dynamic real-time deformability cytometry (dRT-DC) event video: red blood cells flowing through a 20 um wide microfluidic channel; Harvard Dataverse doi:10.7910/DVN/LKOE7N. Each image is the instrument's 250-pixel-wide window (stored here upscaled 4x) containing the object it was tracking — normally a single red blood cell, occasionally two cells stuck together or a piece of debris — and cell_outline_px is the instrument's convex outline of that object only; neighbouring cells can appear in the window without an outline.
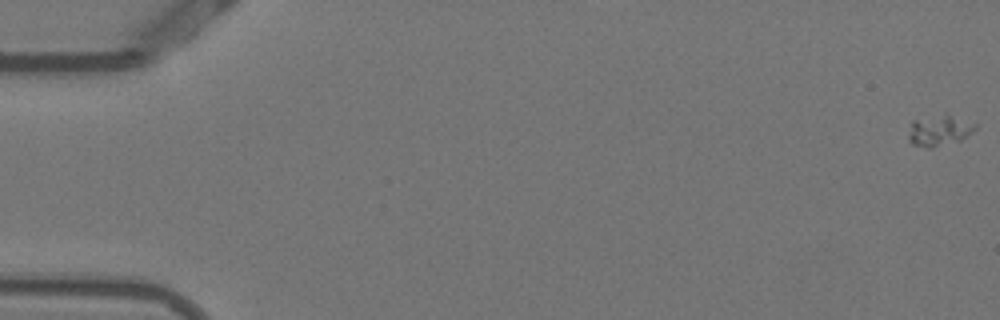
{"species": "Egyptian fruit bat (a non-hibernating species)", "species_latin": "Rousettus aegyptiacus", "temperature_condition": "warm", "stored_images_in_passage": 54, "camera_frame_rate_fps": 3000, "um_per_image_px": 0.085, "animal": {"sex": "female"}, "frame": {"image": 1, "passage_image": 1, "time_ms": 0.0, "image_size_px": [1000, 320], "cell_outline_px": [[976, 128], [972, 132], [960, 140], [932, 148], [928, 148], [912, 144], [908, 140], [908, 136], [912, 120], [948, 112], [976, 124]], "centroid_in_image_um": [79.83, 11.06], "position_along_channel_um": 5.2, "area_um2": 12.2}}
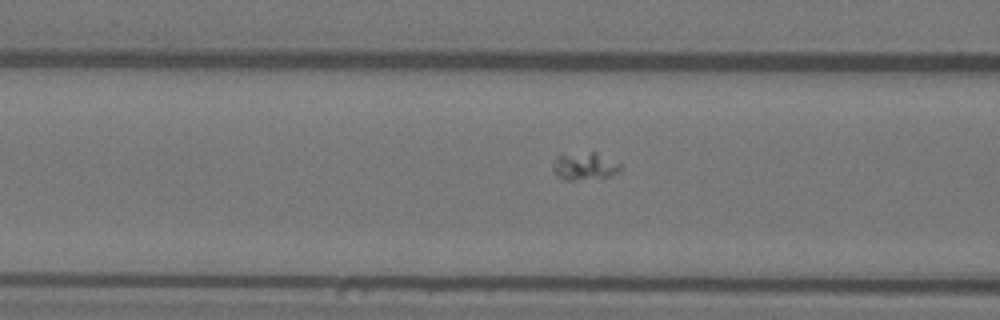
{"frame": {"image": 2, "passage_image": 22, "time_ms": 7.0, "image_size_px": [1000, 320], "cell_outline_px": [[620, 168], [616, 172], [608, 176], [572, 180], [564, 180], [552, 168], [556, 156], [560, 152], [596, 152], [620, 164]], "centroid_in_image_um": [49.62, 14.07], "position_along_channel_um": 117.0, "area_um2": 10.69}}
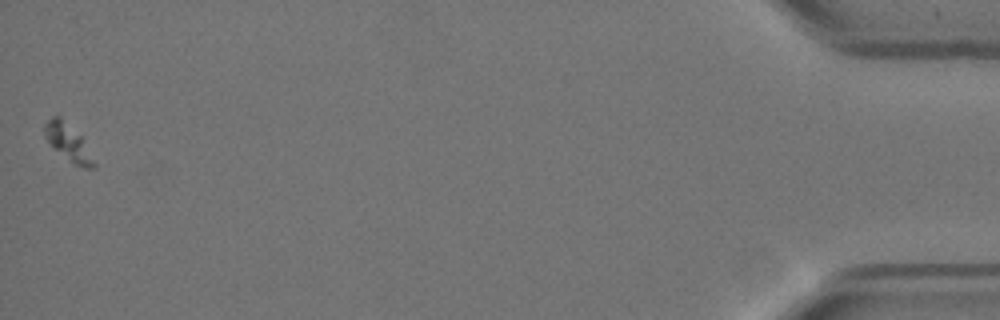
{"frame": {"image": 3, "passage_image": 54, "time_ms": 17.667, "image_size_px": [1000, 320], "cell_outline_px": [[96, 164], [92, 168], [88, 168], [72, 164], [48, 144], [44, 136], [44, 124], [52, 116], [60, 116], [80, 136]], "centroid_in_image_um": [5.73, 12.11], "position_along_channel_um": 429.5, "area_um2": 10.4}}